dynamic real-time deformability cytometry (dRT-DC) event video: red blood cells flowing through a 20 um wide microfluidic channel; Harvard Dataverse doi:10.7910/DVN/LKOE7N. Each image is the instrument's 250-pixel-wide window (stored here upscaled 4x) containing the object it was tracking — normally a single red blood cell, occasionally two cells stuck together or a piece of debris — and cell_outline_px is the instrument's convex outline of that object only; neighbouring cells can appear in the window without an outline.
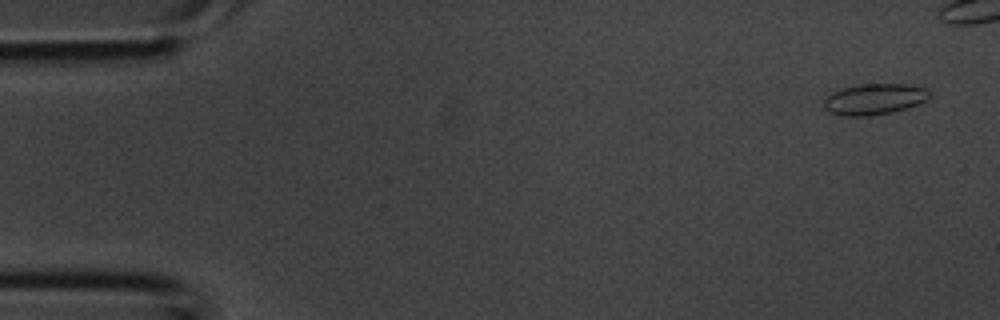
{"species": "common noctule bat (a hibernating species)", "species_latin": "Nyctalus noctula", "temperature_condition": "room temperature", "stored_images_in_passage": 5, "camera_frame_rate_fps": 3000, "um_per_image_px": 0.085, "animal": {"sex": "male", "body_mass_g": 20.1, "forearm_length_mm": 53.5}, "frame": {"image": 1, "passage_image": 1, "time_ms": 0.0, "image_size_px": [1000, 320], "cell_outline_px": [[928, 96], [924, 100], [916, 104], [892, 112], [868, 116], [840, 116], [828, 112], [824, 108], [824, 100], [832, 92], [844, 88], [860, 84], [904, 84], [924, 88], [928, 92]], "centroid_in_image_um": [74.23, 8.44], "position_along_channel_um": 10.8, "area_um2": 18.73}}
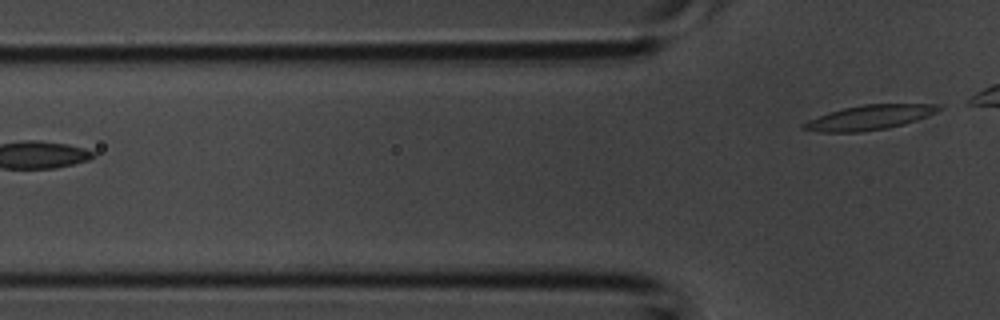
{"frame": {"image": 2, "passage_image": 5, "time_ms": 1.333, "image_size_px": [1000, 320], "cell_outline_px": [[940, 108], [916, 120], [904, 124], [888, 128], [860, 132], [820, 132], [800, 128], [800, 124], [808, 120], [828, 112], [844, 108], [864, 104], [940, 104]], "centroid_in_image_um": [73.8, 9.99], "position_along_channel_um": 52.0, "area_um2": 19.19}}